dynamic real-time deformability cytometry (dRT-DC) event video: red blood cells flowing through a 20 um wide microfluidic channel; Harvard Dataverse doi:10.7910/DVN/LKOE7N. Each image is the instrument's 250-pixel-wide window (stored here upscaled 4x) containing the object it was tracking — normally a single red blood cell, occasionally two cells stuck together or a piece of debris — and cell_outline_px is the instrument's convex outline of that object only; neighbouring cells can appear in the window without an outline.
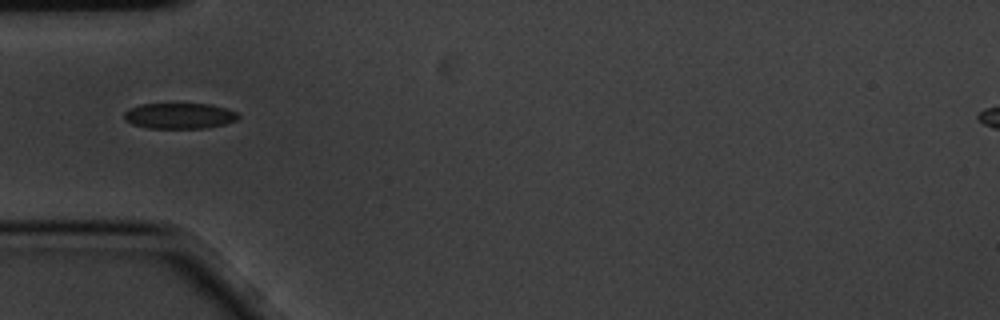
{"species": "common noctule bat (a hibernating species)", "species_latin": "Nyctalus noctula", "temperature_condition": "cold", "stored_images_in_passage": 2, "camera_frame_rate_fps": 3000, "um_per_image_px": 0.085, "animal": {"sex": "male", "body_mass_g": 20.1, "forearm_length_mm": 53.5}, "frame": {"image": 1, "passage_image": 2, "time_ms": 0.333, "image_size_px": [1000, 320], "cell_outline_px": [[240, 116], [236, 120], [224, 124], [204, 128], [148, 128], [132, 124], [124, 120], [124, 112], [128, 108], [140, 104], [208, 104], [224, 108], [236, 112]], "centroid_in_image_um": [15.2, 9.85], "position_along_channel_um": 69.8, "area_um2": 17.05}}